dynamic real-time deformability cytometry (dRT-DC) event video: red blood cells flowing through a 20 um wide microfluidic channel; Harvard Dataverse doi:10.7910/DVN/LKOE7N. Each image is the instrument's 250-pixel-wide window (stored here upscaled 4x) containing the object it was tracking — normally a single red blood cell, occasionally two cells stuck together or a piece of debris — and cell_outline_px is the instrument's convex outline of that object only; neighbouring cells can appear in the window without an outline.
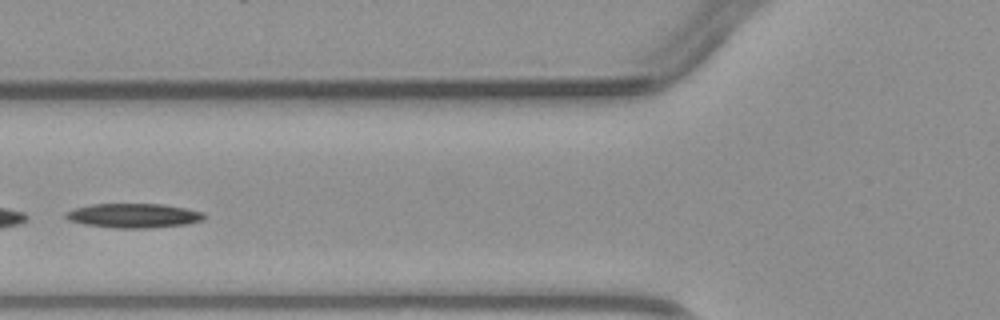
{"species": "common noctule bat (a hibernating species)", "species_latin": "Nyctalus noctula", "temperature_condition": "warm", "stored_images_in_passage": 3, "camera_frame_rate_fps": 3000, "um_per_image_px": 0.085, "animal": {"sex": "male", "body_mass_g": 23.1, "forearm_length_mm": 52.7}, "frame": {"image": 1, "passage_image": 3, "time_ms": 3.333, "image_size_px": [1000, 320], "cell_outline_px": [[208, 216], [204, 220], [188, 224], [152, 228], [112, 228], [84, 224], [68, 220], [64, 216], [64, 212], [76, 208], [92, 204], [160, 204], [184, 208], [204, 212]], "centroid_in_image_um": [11.38, 18.34], "position_along_channel_um": 114.4, "area_um2": 19.83}}